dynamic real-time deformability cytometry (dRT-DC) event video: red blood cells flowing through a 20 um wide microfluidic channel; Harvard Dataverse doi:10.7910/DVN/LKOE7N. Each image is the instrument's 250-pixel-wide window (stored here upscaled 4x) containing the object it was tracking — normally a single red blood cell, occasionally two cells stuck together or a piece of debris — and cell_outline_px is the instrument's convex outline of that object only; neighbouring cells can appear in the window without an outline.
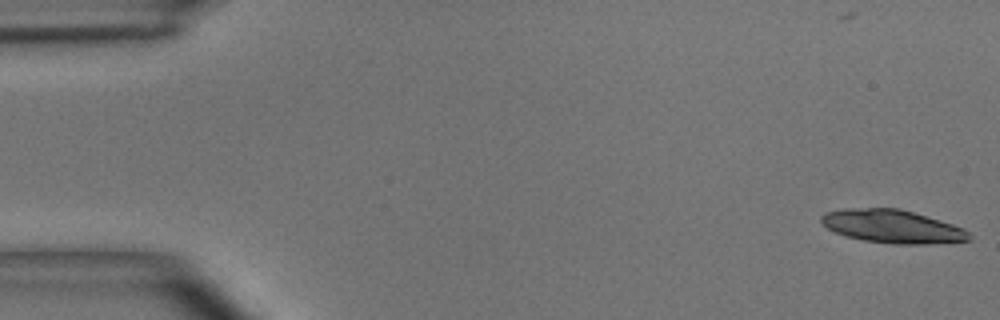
{"species": "common noctule bat (a hibernating species)", "species_latin": "Nyctalus noctula", "temperature_condition": "room temperature", "stored_images_in_passage": 15, "camera_frame_rate_fps": 3000, "um_per_image_px": 0.085, "animal": {"sex": "male", "body_mass_g": 15.6}, "frame": {"image": 1, "passage_image": 1, "time_ms": 0.0, "image_size_px": [1000, 320], "cell_outline_px": [[972, 240], [928, 244], [892, 244], [864, 240], [844, 236], [828, 228], [820, 220], [820, 216], [824, 212], [844, 208], [900, 208], [952, 224], [964, 228], [972, 236]], "centroid_in_image_um": [75.85, 19.25], "position_along_channel_um": 9.2, "area_um2": 28.67}}
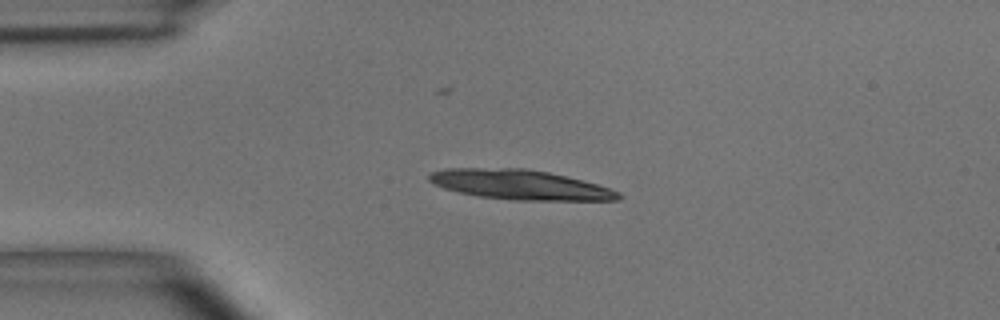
{"frame": {"image": 2, "passage_image": 11, "time_ms": 3.333, "image_size_px": [1000, 320], "cell_outline_px": [[624, 196], [620, 200], [512, 200], [476, 196], [444, 188], [428, 180], [428, 176], [432, 172], [444, 168], [524, 168], [548, 172], [612, 188], [620, 192]], "centroid_in_image_um": [44.22, 15.7], "position_along_channel_um": 40.8, "area_um2": 32.77}}